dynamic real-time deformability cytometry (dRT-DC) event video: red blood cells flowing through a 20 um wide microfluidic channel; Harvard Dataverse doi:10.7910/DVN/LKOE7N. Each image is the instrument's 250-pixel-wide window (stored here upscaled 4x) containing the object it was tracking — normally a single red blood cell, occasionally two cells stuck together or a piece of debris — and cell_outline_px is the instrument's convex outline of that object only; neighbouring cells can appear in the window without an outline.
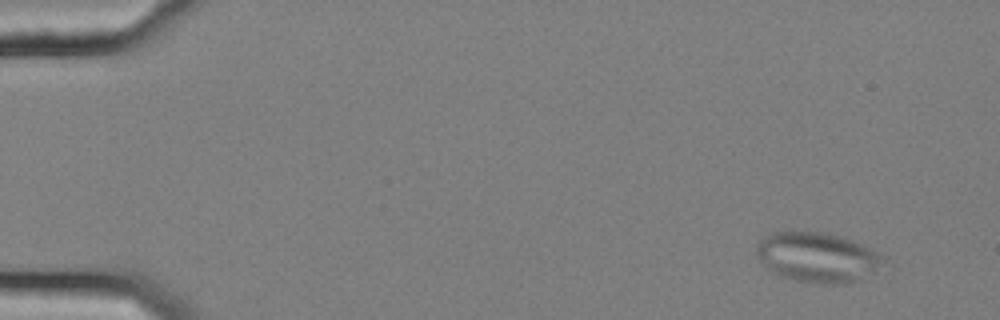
{"species": "common noctule bat (a hibernating species)", "species_latin": "Nyctalus noctula", "temperature_condition": "cold", "stored_images_in_passage": 56, "camera_frame_rate_fps": 3000, "um_per_image_px": 0.085, "animal": {"sex": "female", "body_mass_g": 25.1}, "frame": {"image": 1, "passage_image": 4, "time_ms": 1.0, "image_size_px": [1000, 320], "cell_outline_px": [[892, 264], [860, 280], [848, 284], [820, 284], [796, 280], [780, 276], [768, 268], [764, 264], [756, 252], [756, 244], [764, 236], [772, 232], [820, 232], [836, 236], [860, 244], [888, 256]], "centroid_in_image_um": [69.61, 21.9], "position_along_channel_um": 15.4, "area_um2": 37.4}}
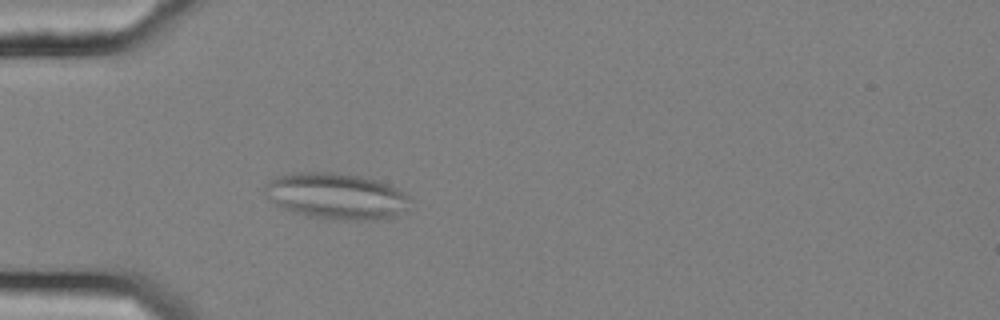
{"frame": {"image": 2, "passage_image": 17, "time_ms": 5.333, "image_size_px": [1000, 320], "cell_outline_px": [[412, 200], [396, 216], [384, 220], [332, 220], [308, 216], [292, 212], [276, 204], [264, 192], [264, 184], [280, 176], [292, 172], [332, 172], [360, 176], [376, 180], [396, 188], [412, 196]], "centroid_in_image_um": [28.61, 16.68], "position_along_channel_um": 56.4, "area_um2": 39.19}}
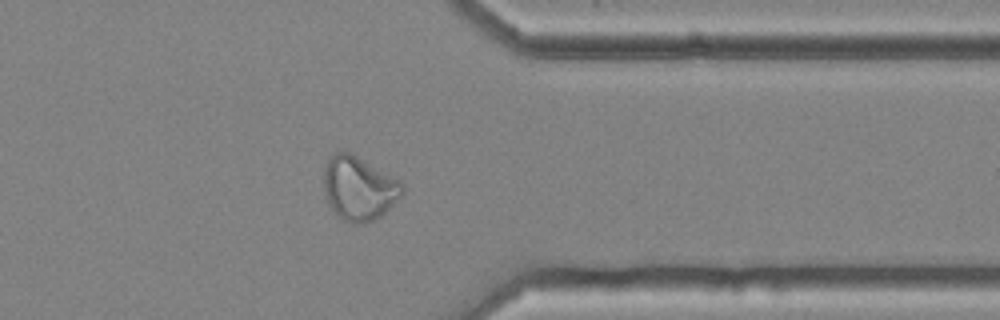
{"frame": {"image": 3, "passage_image": 45, "time_ms": 14.667, "image_size_px": [1000, 320], "cell_outline_px": [[404, 192], [380, 216], [364, 224], [352, 224], [344, 220], [328, 204], [324, 188], [324, 168], [328, 160], [336, 152], [352, 152], [400, 180], [404, 184]], "centroid_in_image_um": [30.52, 15.99], "position_along_channel_um": 380.9, "area_um2": 29.07}}